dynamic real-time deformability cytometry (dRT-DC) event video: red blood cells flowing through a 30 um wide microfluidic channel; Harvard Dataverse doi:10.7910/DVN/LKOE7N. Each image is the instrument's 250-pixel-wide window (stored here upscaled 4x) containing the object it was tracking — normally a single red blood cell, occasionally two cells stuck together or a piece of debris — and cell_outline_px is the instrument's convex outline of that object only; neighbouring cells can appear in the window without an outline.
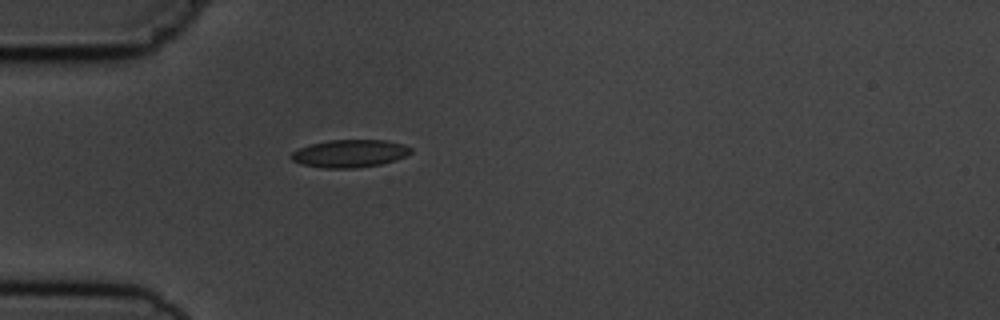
{"species": "common noctule bat (a hibernating species)", "species_latin": "Nyctalus noctula", "temperature_condition": "cold", "stored_images_in_passage": 1, "camera_frame_rate_fps": 3000, "um_per_image_px": 0.085, "animal": {"sex": "male", "body_mass_g": 19.5, "forearm_length_mm": 54.6}, "frame": {"image": 1, "passage_image": 1, "time_ms": 0.0, "image_size_px": [1000, 320], "cell_outline_px": [[412, 152], [408, 156], [396, 160], [380, 164], [356, 168], [324, 168], [300, 164], [292, 160], [288, 156], [292, 152], [300, 148], [312, 144], [328, 140], [384, 140], [404, 144], [412, 148]], "centroid_in_image_um": [29.75, 13.05], "position_along_channel_um": 55.3, "area_um2": 19.42}}